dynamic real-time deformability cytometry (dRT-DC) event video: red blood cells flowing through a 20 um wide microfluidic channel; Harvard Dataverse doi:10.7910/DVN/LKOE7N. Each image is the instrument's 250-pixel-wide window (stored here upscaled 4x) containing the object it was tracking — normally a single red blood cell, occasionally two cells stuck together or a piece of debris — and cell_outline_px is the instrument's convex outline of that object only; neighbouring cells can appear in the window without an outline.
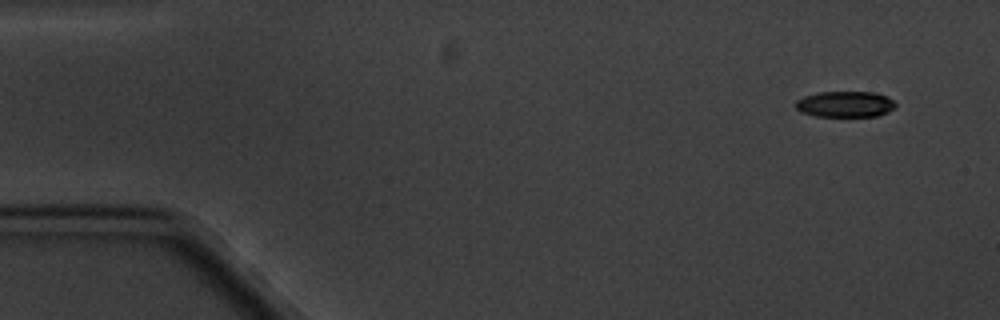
{"species": "common noctule bat (a hibernating species)", "species_latin": "Nyctalus noctula", "temperature_condition": "cold", "stored_images_in_passage": 5, "camera_frame_rate_fps": 3000, "um_per_image_px": 0.085, "animal": {"sex": "male", "body_mass_g": 20.1, "forearm_length_mm": 53.5}, "frame": {"image": 1, "passage_image": 1, "time_ms": 0.0, "image_size_px": [1000, 320], "cell_outline_px": [[896, 104], [888, 112], [876, 116], [816, 116], [800, 112], [796, 108], [796, 100], [804, 96], [820, 92], [876, 92], [888, 96]], "centroid_in_image_um": [71.83, 8.85], "position_along_channel_um": 13.2, "area_um2": 15.09}}
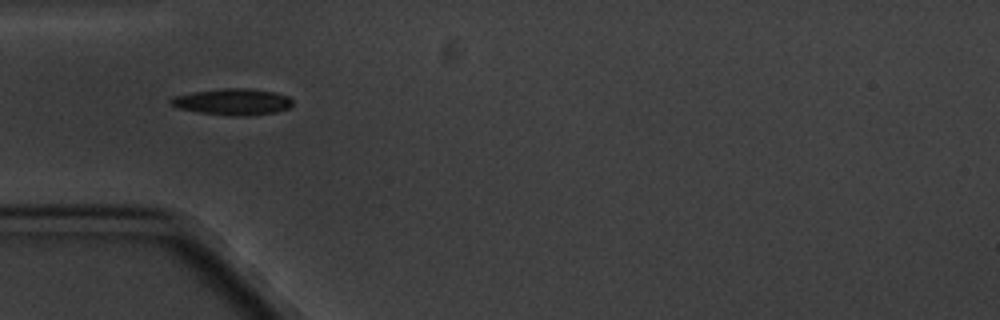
{"frame": {"image": 2, "passage_image": 5, "time_ms": 4.667, "image_size_px": [1000, 320], "cell_outline_px": [[292, 104], [288, 108], [276, 112], [248, 116], [232, 116], [200, 112], [180, 108], [172, 104], [168, 100], [176, 96], [192, 92], [224, 88], [248, 88], [276, 92], [288, 96], [292, 100]], "centroid_in_image_um": [19.82, 8.65], "position_along_channel_um": 65.2, "area_um2": 18.61}}